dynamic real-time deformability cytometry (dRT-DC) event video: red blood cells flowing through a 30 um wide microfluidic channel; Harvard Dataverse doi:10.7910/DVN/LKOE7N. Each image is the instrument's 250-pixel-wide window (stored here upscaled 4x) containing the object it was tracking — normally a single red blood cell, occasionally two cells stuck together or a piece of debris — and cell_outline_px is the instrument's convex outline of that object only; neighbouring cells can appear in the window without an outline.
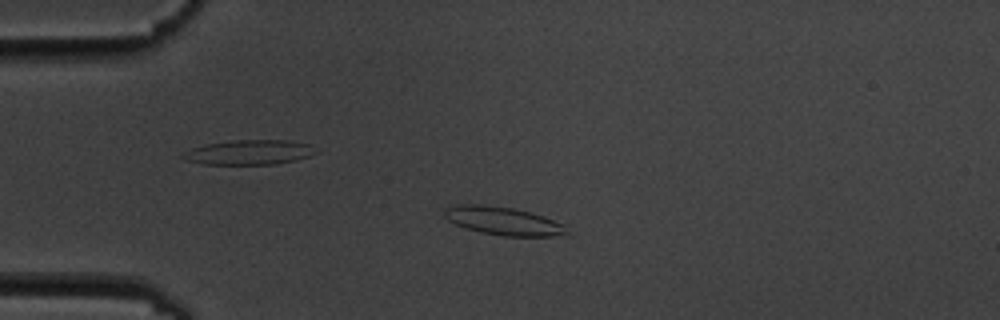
{"species": "common noctule bat (a hibernating species)", "species_latin": "Nyctalus noctula", "temperature_condition": "cold", "stored_images_in_passage": 4, "camera_frame_rate_fps": 3000, "um_per_image_px": 0.085, "animal": {"sex": "male", "body_mass_g": 19.5, "forearm_length_mm": 54.6}, "frame": {"image": 1, "passage_image": 3, "time_ms": 2.333, "image_size_px": [1000, 320], "cell_outline_px": [[572, 236], [504, 236], [480, 232], [456, 224], [448, 220], [444, 216], [444, 208], [452, 204], [480, 204], [512, 208], [532, 212], [544, 216], [564, 224]], "centroid_in_image_um": [42.82, 18.78], "position_along_channel_um": 42.2, "area_um2": 20.4}}